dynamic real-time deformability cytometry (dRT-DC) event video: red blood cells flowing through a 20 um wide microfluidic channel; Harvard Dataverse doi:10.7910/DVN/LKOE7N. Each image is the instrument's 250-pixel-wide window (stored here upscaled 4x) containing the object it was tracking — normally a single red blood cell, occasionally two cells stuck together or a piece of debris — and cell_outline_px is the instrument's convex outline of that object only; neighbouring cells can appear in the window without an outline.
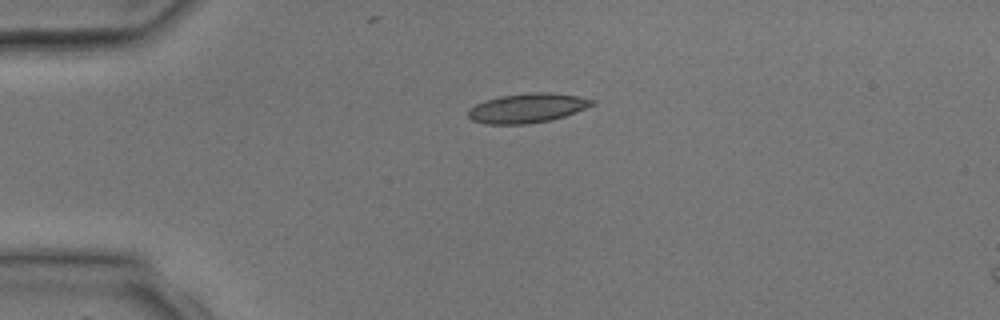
{"species": "common noctule bat (a hibernating species)", "species_latin": "Nyctalus noctula", "temperature_condition": "room temperature", "stored_images_in_passage": 4, "camera_frame_rate_fps": 3000, "um_per_image_px": 0.085, "animal": {"sex": "male", "body_mass_g": 17.9, "forearm_length_mm": 54.2}, "frame": {"image": 1, "passage_image": 4, "time_ms": 3.667, "image_size_px": [1000, 320], "cell_outline_px": [[596, 104], [576, 112], [552, 120], [528, 124], [488, 124], [472, 120], [468, 116], [468, 108], [476, 104], [500, 96], [532, 92], [548, 92], [580, 96], [596, 100]], "centroid_in_image_um": [44.87, 9.18], "position_along_channel_um": 40.1, "area_um2": 21.33}}